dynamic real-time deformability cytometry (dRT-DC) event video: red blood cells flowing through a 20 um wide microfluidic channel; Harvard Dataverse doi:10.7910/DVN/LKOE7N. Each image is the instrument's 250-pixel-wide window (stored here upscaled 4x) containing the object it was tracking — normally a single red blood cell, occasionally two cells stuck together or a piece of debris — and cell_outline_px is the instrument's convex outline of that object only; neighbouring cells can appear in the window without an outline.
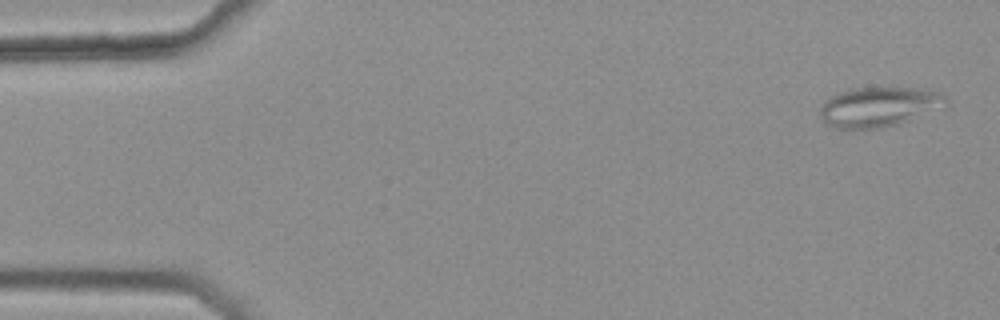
{"species": "common noctule bat (a hibernating species)", "species_latin": "Nyctalus noctula", "temperature_condition": "warm", "stored_images_in_passage": 47, "camera_frame_rate_fps": 3000, "um_per_image_px": 0.085, "animal": {"sex": "female", "body_mass_g": 25.1}, "frame": {"image": 1, "passage_image": 2, "time_ms": 0.333, "image_size_px": [1000, 320], "cell_outline_px": [[948, 104], [908, 120], [896, 124], [880, 128], [836, 128], [828, 124], [820, 116], [820, 108], [824, 100], [828, 96], [836, 92], [852, 88], [892, 84], [920, 88], [940, 92], [948, 100]], "centroid_in_image_um": [74.68, 9.0], "position_along_channel_um": 10.3, "area_um2": 29.94}}
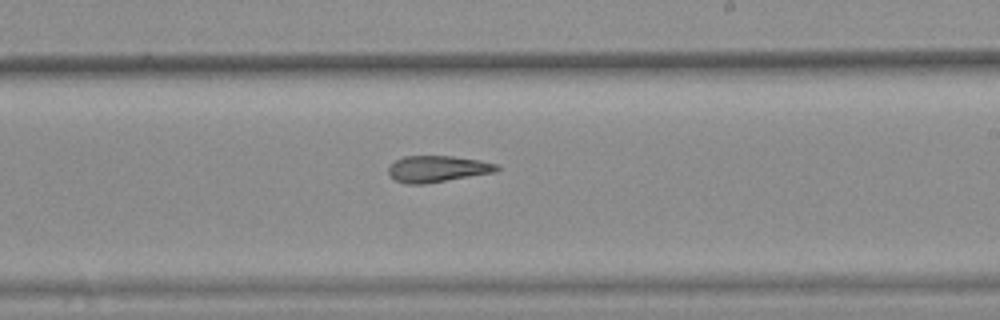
{"frame": {"image": 2, "passage_image": 31, "time_ms": 10.0, "image_size_px": [1000, 320], "cell_outline_px": [[500, 168], [496, 172], [424, 184], [404, 184], [396, 180], [388, 172], [388, 168], [396, 160], [404, 156], [452, 156], [480, 160], [500, 164]], "centroid_in_image_um": [37.22, 14.35], "position_along_channel_um": 251.8, "area_um2": 16.7}}
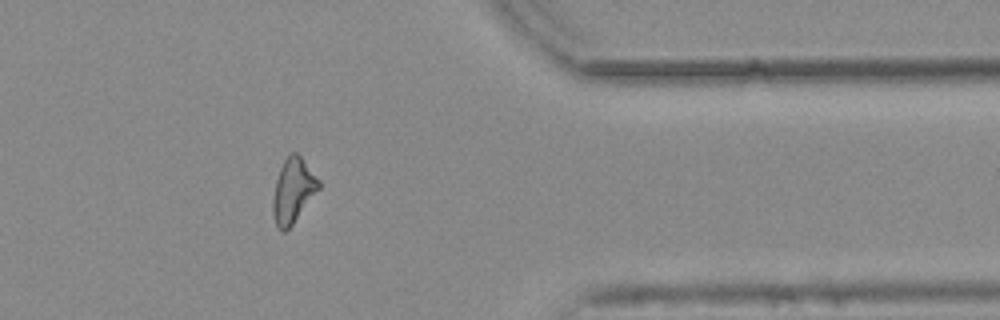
{"frame": {"image": 3, "passage_image": 43, "time_ms": 14.0, "image_size_px": [1000, 320], "cell_outline_px": [[320, 188], [292, 224], [284, 232], [280, 232], [276, 228], [272, 212], [272, 200], [276, 180], [280, 168], [288, 152], [296, 152], [300, 156], [320, 180]], "centroid_in_image_um": [24.89, 16.2], "position_along_channel_um": 386.5, "area_um2": 17.28}, "authors_computed_cell_mechanics": {"area_um2": 17.629, "velocity_mm_per_s": 3.7994, "shape_relaxation_time_tau1_ms": null, "shape_relaxation_time_tau2_ms": 7.4863, "deformation_change_tau1": null, "deformation_change_tau2": 0.1834}}